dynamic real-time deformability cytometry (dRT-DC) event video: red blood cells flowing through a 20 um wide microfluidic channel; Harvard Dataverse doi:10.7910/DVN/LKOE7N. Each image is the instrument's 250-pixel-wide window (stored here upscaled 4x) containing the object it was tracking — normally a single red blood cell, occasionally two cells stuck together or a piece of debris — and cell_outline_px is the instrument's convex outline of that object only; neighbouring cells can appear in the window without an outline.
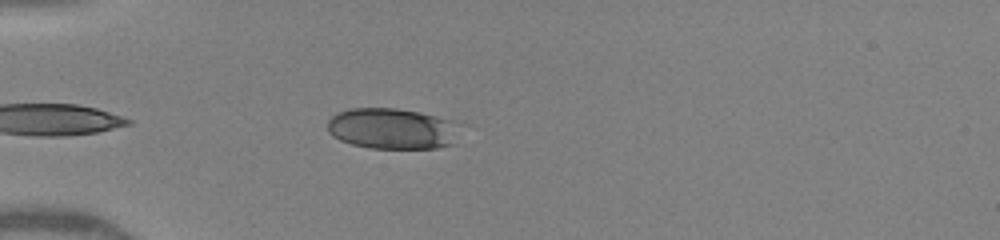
{"species": "human", "species_latin": "Homo sapiens", "temperature_condition": "warm", "stored_images_in_passage": 6, "camera_frame_rate_fps": 3000, "um_per_image_px": 0.085, "donor": {"sex": "female"}, "frame": {"image": 1, "passage_image": 6, "time_ms": 4.333, "image_size_px": [1000, 240], "cell_outline_px": [[464, 124], [452, 144], [436, 148], [368, 148], [352, 144], [340, 140], [332, 136], [328, 132], [328, 120], [336, 112], [352, 108], [396, 108], [420, 112], [456, 120]], "centroid_in_image_um": [33.39, 10.92], "position_along_channel_um": 51.6, "area_um2": 32.19}}